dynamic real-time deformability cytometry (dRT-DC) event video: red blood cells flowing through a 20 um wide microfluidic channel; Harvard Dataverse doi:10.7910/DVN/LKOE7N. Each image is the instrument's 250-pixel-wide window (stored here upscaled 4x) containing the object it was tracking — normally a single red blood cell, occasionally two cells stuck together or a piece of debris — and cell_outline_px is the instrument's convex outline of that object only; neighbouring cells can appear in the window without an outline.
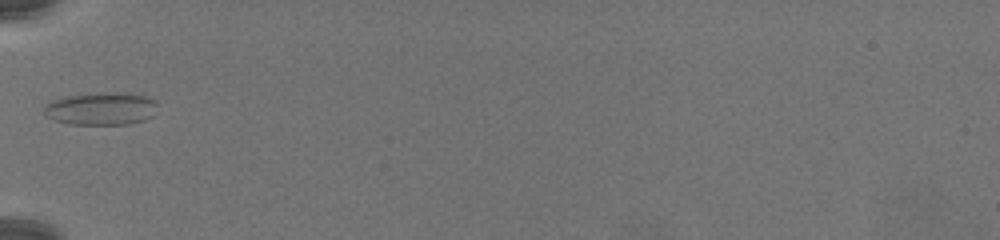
{"species": "common noctule bat (a hibernating species)", "species_latin": "Nyctalus noctula", "temperature_condition": "warm", "stored_images_in_passage": 46, "camera_frame_rate_fps": 3000, "um_per_image_px": 0.085, "animal": {"sex": "female", "body_mass_g": 19.5, "forearm_length_mm": 54.1}, "frame": {"image": 1, "passage_image": 1, "time_ms": 0.0, "image_size_px": [1000, 240], "cell_outline_px": [[160, 104], [152, 116], [144, 120], [128, 124], [68, 124], [52, 120], [44, 116], [44, 104], [52, 100], [68, 96], [96, 92], [124, 92], [144, 96], [156, 100]], "centroid_in_image_um": [8.59, 9.23], "position_along_channel_um": 76.4, "area_um2": 22.08}}
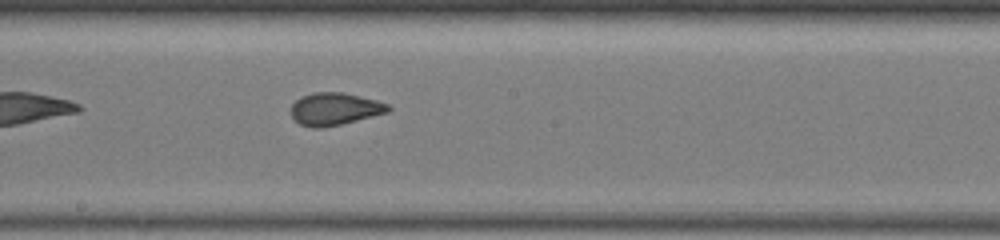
{"frame": {"image": 2, "passage_image": 16, "time_ms": 5.0, "image_size_px": [1000, 240], "cell_outline_px": [[392, 108], [388, 112], [324, 128], [312, 128], [300, 124], [292, 116], [292, 104], [300, 96], [312, 92], [344, 92], [376, 100], [388, 104]], "centroid_in_image_um": [28.44, 9.25], "position_along_channel_um": 219.8, "area_um2": 18.32}}
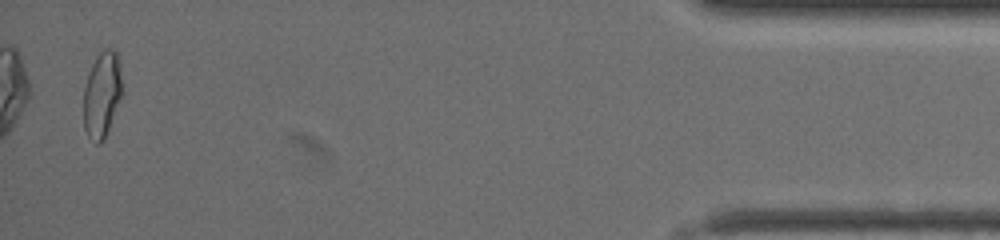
{"frame": {"image": 3, "passage_image": 45, "time_ms": 14.667, "image_size_px": [1000, 240], "cell_outline_px": [[124, 92], [104, 140], [100, 144], [96, 144], [88, 136], [84, 128], [84, 88], [92, 64], [96, 56], [104, 48], [112, 48], [116, 52], [120, 60]], "centroid_in_image_um": [8.71, 8.02], "position_along_channel_um": 426.5, "area_um2": 19.77}}